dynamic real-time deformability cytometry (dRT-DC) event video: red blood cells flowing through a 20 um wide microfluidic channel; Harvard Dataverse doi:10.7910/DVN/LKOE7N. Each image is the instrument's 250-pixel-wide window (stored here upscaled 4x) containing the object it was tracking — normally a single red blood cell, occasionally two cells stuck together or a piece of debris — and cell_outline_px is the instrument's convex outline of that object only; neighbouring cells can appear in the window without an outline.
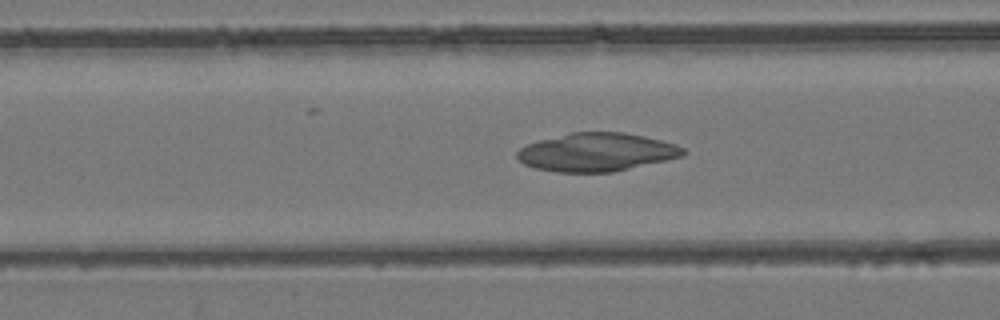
{"species": "common noctule bat (a hibernating species)", "species_latin": "Nyctalus noctula", "temperature_condition": "room temperature", "stored_images_in_passage": 52, "camera_frame_rate_fps": 3000, "um_per_image_px": 0.085, "animal": {"sex": "female", "body_mass_g": 24.6, "forearm_length_mm": 56.2}, "frame": {"image": 1, "passage_image": 20, "time_ms": 6.333, "image_size_px": [1000, 320], "cell_outline_px": [[688, 152], [680, 156], [664, 160], [612, 172], [556, 172], [536, 168], [524, 164], [516, 156], [516, 152], [520, 148], [528, 144], [540, 140], [572, 132], [624, 132], [644, 136], [676, 144], [684, 148]], "centroid_in_image_um": [50.7, 12.93], "position_along_channel_um": 115.9, "area_um2": 36.7}}
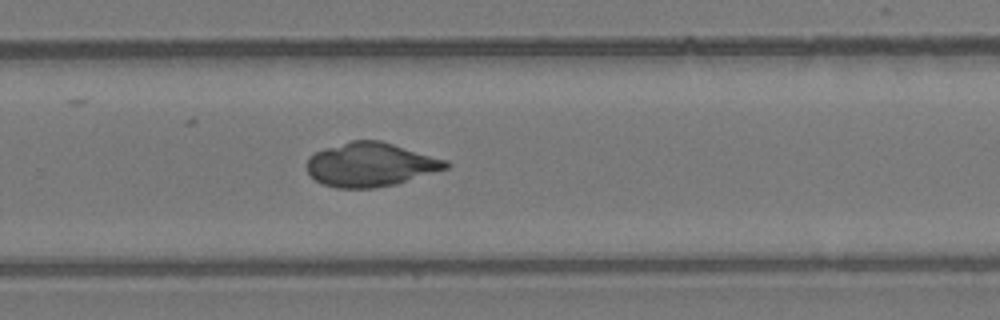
{"frame": {"image": 2, "passage_image": 34, "time_ms": 11.0, "image_size_px": [1000, 320], "cell_outline_px": [[452, 164], [448, 168], [396, 184], [372, 188], [336, 188], [324, 184], [316, 180], [308, 172], [308, 156], [324, 148], [352, 140], [380, 140], [448, 160]], "centroid_in_image_um": [31.52, 13.98], "position_along_channel_um": 298.3, "area_um2": 35.49}}
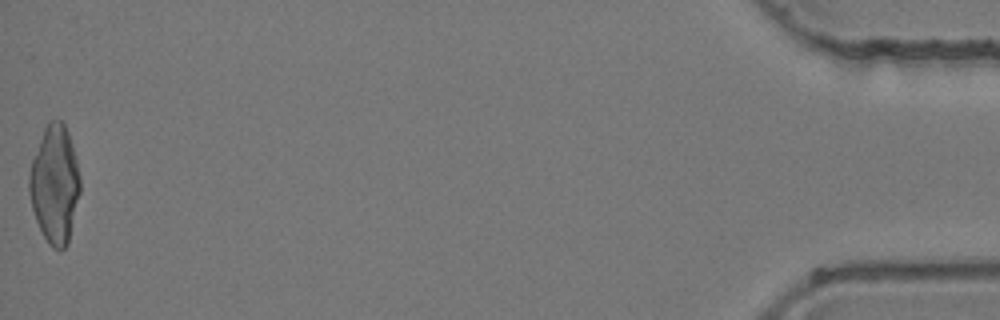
{"frame": {"image": 3, "passage_image": 52, "time_ms": 17.0, "image_size_px": [1000, 320], "cell_outline_px": [[80, 192], [68, 244], [64, 248], [52, 248], [48, 244], [36, 220], [32, 208], [28, 192], [28, 176], [32, 160], [44, 128], [48, 120], [60, 120], [64, 124], [68, 132], [72, 144], [80, 176]], "centroid_in_image_um": [4.64, 15.66], "position_along_channel_um": 430.6, "area_um2": 34.91}}